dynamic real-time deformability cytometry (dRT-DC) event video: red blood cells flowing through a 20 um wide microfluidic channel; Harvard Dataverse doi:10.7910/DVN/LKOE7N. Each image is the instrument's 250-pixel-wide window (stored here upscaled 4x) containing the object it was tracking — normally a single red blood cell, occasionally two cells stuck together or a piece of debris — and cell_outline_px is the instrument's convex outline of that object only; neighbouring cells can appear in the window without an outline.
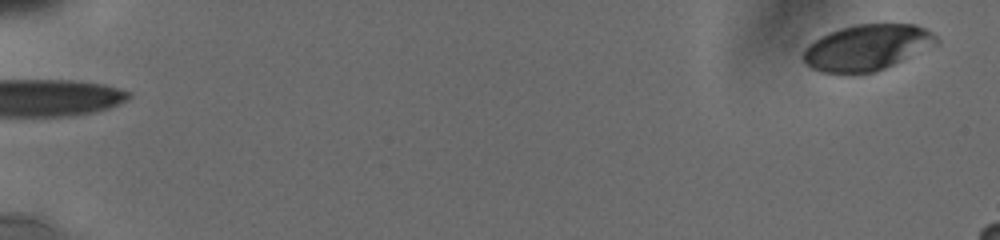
{"species": "human", "species_latin": "Homo sapiens", "temperature_condition": "cold", "stored_images_in_passage": 24, "camera_frame_rate_fps": 3000, "um_per_image_px": 0.085, "donor": {"sex": "male"}, "frame": {"image": 1, "passage_image": 1, "time_ms": 0.0, "image_size_px": [1000, 240], "cell_outline_px": [[940, 44], [876, 72], [820, 72], [804, 64], [804, 48], [808, 44], [820, 36], [828, 32], [840, 28], [856, 24], [916, 24], [932, 32], [940, 40]], "centroid_in_image_um": [73.73, 4.02], "position_along_channel_um": 11.3, "area_um2": 35.72}}
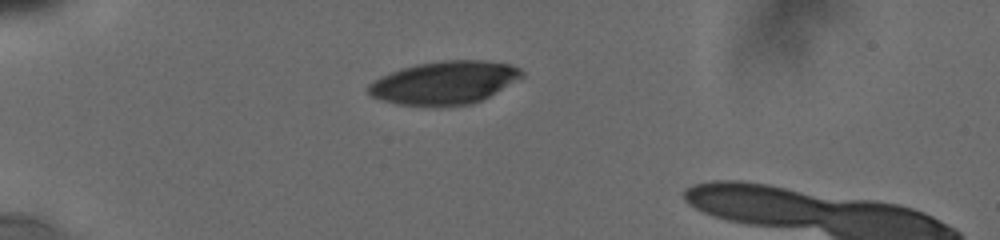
{"frame": {"image": 2, "passage_image": 19, "time_ms": 5.0, "image_size_px": [1000, 240], "cell_outline_px": [[524, 76], [488, 96], [472, 104], [436, 108], [424, 108], [396, 104], [372, 96], [368, 92], [368, 84], [380, 76], [400, 68], [416, 64], [444, 60], [484, 60], [512, 64], [520, 68], [524, 72]], "centroid_in_image_um": [37.75, 7.05], "position_along_channel_um": 47.2, "area_um2": 39.13}}